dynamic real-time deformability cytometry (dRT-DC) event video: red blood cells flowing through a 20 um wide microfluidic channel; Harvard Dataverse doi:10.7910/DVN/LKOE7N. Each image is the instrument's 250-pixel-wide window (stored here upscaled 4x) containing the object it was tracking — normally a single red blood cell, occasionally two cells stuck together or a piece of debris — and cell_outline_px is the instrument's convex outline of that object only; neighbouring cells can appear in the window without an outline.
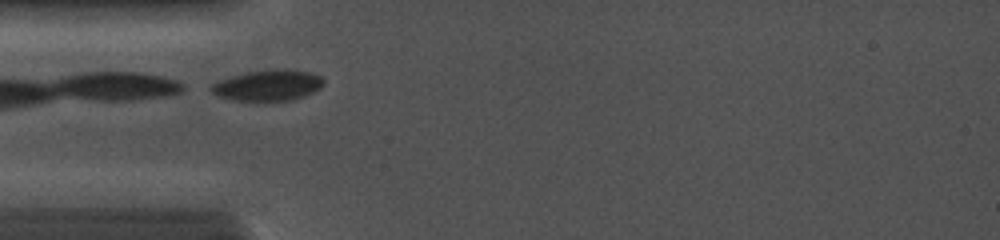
{"species": "common noctule bat (a hibernating species)", "species_latin": "Nyctalus noctula", "temperature_condition": "cold", "stored_images_in_passage": 7, "camera_frame_rate_fps": 5000, "um_per_image_px": 0.085, "animal": {"sex": "female", "body_mass_g": 19.0, "forearm_length_mm": 56.7}, "frame": {"image": 1, "passage_image": 1, "time_ms": 0.0, "image_size_px": [1000, 240], "cell_outline_px": [[324, 84], [320, 88], [304, 96], [292, 100], [232, 100], [220, 96], [212, 92], [208, 88], [212, 84], [220, 80], [232, 76], [248, 72], [276, 68], [284, 68], [312, 72], [320, 76], [324, 80]], "centroid_in_image_um": [22.81, 7.23], "position_along_channel_um": 62.2, "area_um2": 20.17}}
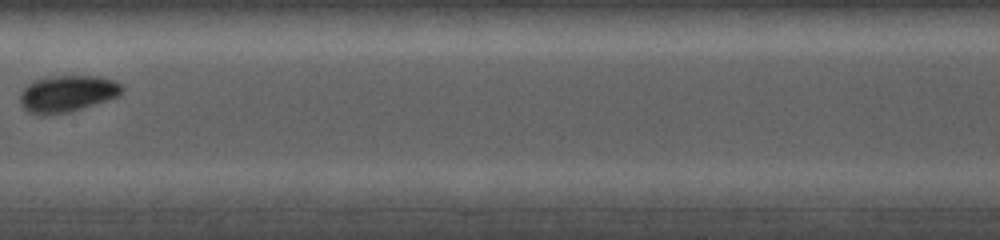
{"frame": {"image": 2, "passage_image": 4, "time_ms": 3.2, "image_size_px": [1000, 240], "cell_outline_px": [[124, 92], [116, 96], [68, 112], [44, 116], [28, 112], [20, 104], [20, 92], [32, 80], [52, 76], [100, 76], [116, 80], [124, 84]], "centroid_in_image_um": [5.71, 7.94], "position_along_channel_um": 201.7, "area_um2": 21.85}}
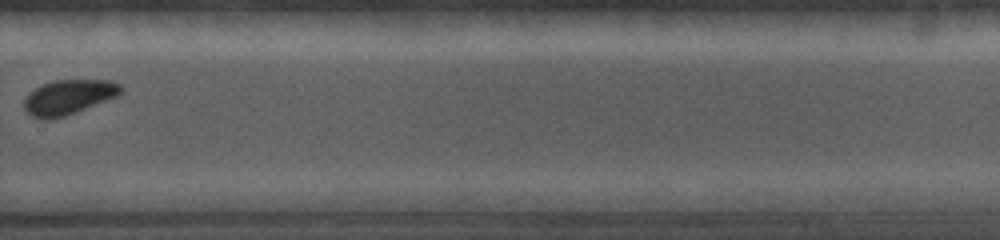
{"frame": {"image": 3, "passage_image": 7, "time_ms": 6.0, "image_size_px": [1000, 240], "cell_outline_px": [[124, 92], [116, 96], [64, 116], [48, 120], [40, 120], [28, 116], [24, 108], [24, 100], [36, 88], [44, 84], [56, 80], [108, 80], [120, 84], [124, 88]], "centroid_in_image_um": [5.81, 8.27], "position_along_channel_um": 324.0, "area_um2": 19.42}}